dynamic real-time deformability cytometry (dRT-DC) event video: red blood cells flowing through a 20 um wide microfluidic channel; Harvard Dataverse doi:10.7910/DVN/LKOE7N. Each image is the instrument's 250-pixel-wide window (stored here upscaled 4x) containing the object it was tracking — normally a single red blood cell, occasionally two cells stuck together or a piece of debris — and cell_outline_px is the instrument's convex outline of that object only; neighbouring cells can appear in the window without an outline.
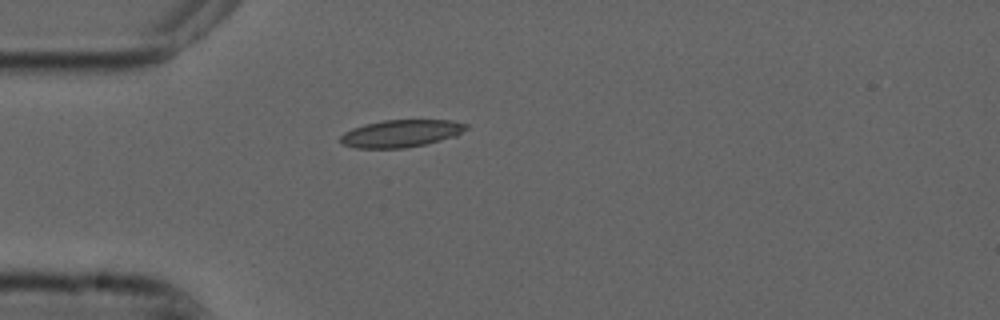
{"species": "common noctule bat (a hibernating species)", "species_latin": "Nyctalus noctula", "temperature_condition": "cold", "stored_images_in_passage": 33, "camera_frame_rate_fps": 3000, "um_per_image_px": 0.085, "animal": {"sex": "male", "forearm_length_mm": 52.5}, "frame": {"image": 1, "passage_image": 1, "time_ms": 0.0, "image_size_px": [1000, 320], "cell_outline_px": [[468, 128], [456, 136], [424, 144], [404, 148], [356, 148], [344, 144], [340, 140], [340, 136], [344, 132], [352, 128], [364, 124], [384, 120], [452, 120], [468, 124]], "centroid_in_image_um": [34.09, 11.33], "position_along_channel_um": 50.9, "area_um2": 20.0}}
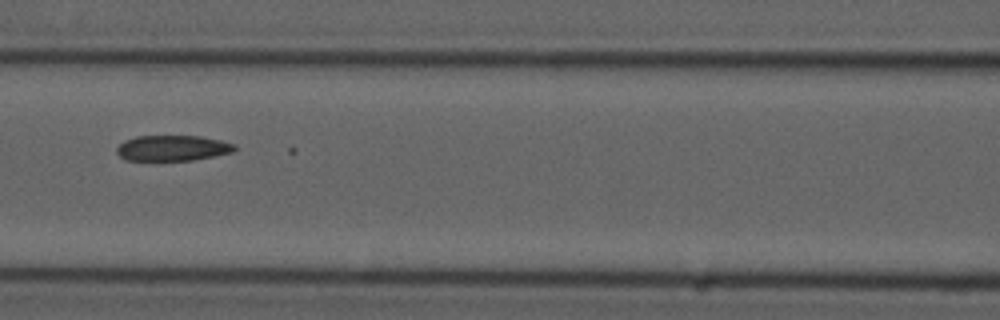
{"frame": {"image": 2, "passage_image": 10, "time_ms": 3.0, "image_size_px": [1000, 320], "cell_outline_px": [[236, 148], [232, 152], [192, 160], [124, 160], [116, 152], [116, 148], [124, 140], [136, 136], [200, 136], [220, 140], [236, 144]], "centroid_in_image_um": [14.64, 12.58], "position_along_channel_um": 152.0, "area_um2": 17.51}}
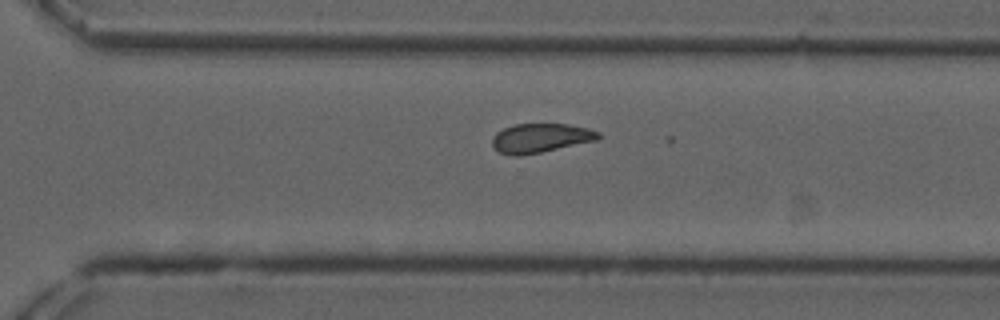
{"frame": {"image": 3, "passage_image": 24, "time_ms": 7.667, "image_size_px": [1000, 320], "cell_outline_px": [[600, 136], [596, 140], [540, 152], [520, 156], [512, 156], [500, 152], [492, 144], [492, 140], [496, 132], [512, 124], [568, 124], [588, 128], [600, 132]], "centroid_in_image_um": [45.93, 11.72], "position_along_channel_um": 324.7, "area_um2": 17.86}}